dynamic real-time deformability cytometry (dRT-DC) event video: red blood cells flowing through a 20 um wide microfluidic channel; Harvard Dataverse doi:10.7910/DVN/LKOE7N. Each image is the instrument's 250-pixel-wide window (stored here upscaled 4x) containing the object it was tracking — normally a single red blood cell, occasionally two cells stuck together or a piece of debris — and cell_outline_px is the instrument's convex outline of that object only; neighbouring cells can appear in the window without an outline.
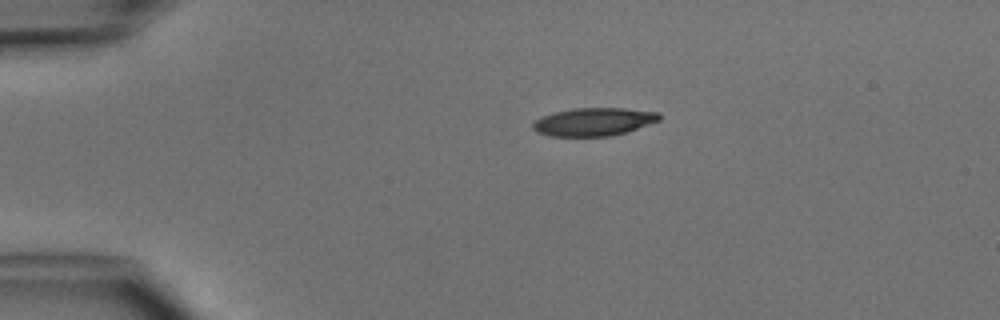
{"species": "common noctule bat (a hibernating species)", "species_latin": "Nyctalus noctula", "temperature_condition": "cold", "stored_images_in_passage": 2, "camera_frame_rate_fps": 3000, "um_per_image_px": 0.085, "animal": {"sex": "male", "body_mass_g": 15.6}, "frame": {"image": 1, "passage_image": 1, "time_ms": 0.0, "image_size_px": [1000, 320], "cell_outline_px": [[660, 120], [624, 132], [608, 136], [552, 136], [536, 132], [532, 128], [532, 124], [536, 120], [544, 116], [556, 112], [576, 108], [624, 108], [660, 112]], "centroid_in_image_um": [50.47, 10.35], "position_along_channel_um": 34.5, "area_um2": 20.35}}
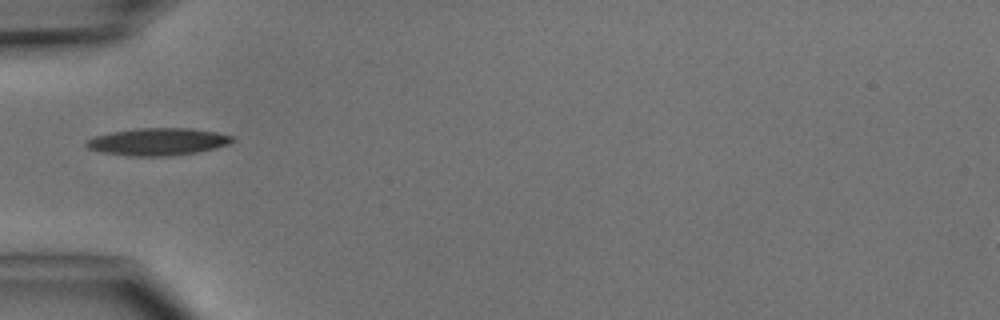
{"frame": {"image": 2, "passage_image": 2, "time_ms": 2.0, "image_size_px": [1000, 320], "cell_outline_px": [[236, 140], [228, 144], [216, 148], [196, 152], [168, 156], [132, 156], [104, 152], [88, 148], [84, 144], [84, 140], [96, 136], [112, 132], [136, 128], [192, 128], [216, 132], [236, 136]], "centroid_in_image_um": [13.46, 12.03], "position_along_channel_um": 71.5, "area_um2": 23.29}}